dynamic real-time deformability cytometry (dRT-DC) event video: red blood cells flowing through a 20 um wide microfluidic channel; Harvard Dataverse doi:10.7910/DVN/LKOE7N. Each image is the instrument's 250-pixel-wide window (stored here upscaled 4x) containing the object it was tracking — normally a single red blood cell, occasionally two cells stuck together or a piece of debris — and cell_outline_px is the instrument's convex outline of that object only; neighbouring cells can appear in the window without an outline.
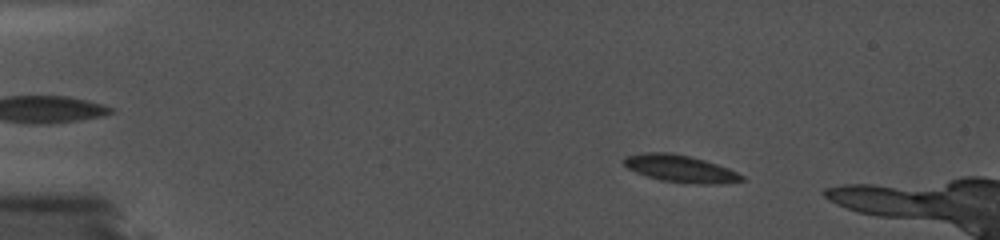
{"species": "common noctule bat (a hibernating species)", "species_latin": "Nyctalus noctula", "temperature_condition": "cold", "stored_images_in_passage": 27, "camera_frame_rate_fps": 5000, "um_per_image_px": 0.085, "animal": {"sex": "female", "body_mass_g": 19.0, "forearm_length_mm": 56.7}, "frame": {"image": 1, "passage_image": 7, "time_ms": 1.2, "image_size_px": [1000, 240], "cell_outline_px": [[744, 180], [664, 180], [648, 176], [628, 168], [624, 164], [624, 160], [628, 156], [644, 152], [672, 152], [692, 156], [704, 160], [744, 176]], "centroid_in_image_um": [57.62, 14.22], "position_along_channel_um": 27.4, "area_um2": 16.65}}
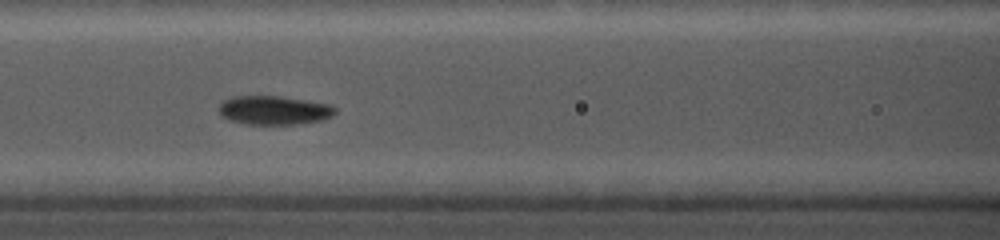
{"frame": {"image": 2, "passage_image": 19, "time_ms": 3.6, "image_size_px": [1000, 240], "cell_outline_px": [[336, 112], [332, 116], [320, 120], [292, 124], [248, 124], [228, 120], [220, 116], [220, 104], [224, 100], [232, 96], [280, 96], [332, 104], [336, 108]], "centroid_in_image_um": [23.29, 9.36], "position_along_channel_um": 143.3, "area_um2": 19.54}}
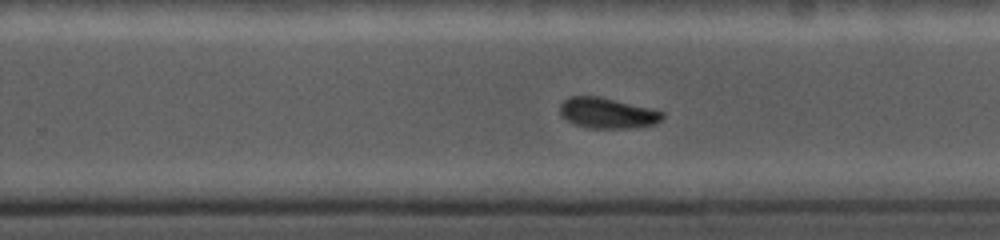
{"frame": {"image": 3, "passage_image": 27, "time_ms": 5.2, "image_size_px": [1000, 240], "cell_outline_px": [[664, 116], [656, 124], [628, 128], [588, 128], [572, 124], [560, 116], [560, 104], [568, 96], [600, 96], [664, 112]], "centroid_in_image_um": [51.57, 9.61], "position_along_channel_um": 278.2, "area_um2": 18.32}}